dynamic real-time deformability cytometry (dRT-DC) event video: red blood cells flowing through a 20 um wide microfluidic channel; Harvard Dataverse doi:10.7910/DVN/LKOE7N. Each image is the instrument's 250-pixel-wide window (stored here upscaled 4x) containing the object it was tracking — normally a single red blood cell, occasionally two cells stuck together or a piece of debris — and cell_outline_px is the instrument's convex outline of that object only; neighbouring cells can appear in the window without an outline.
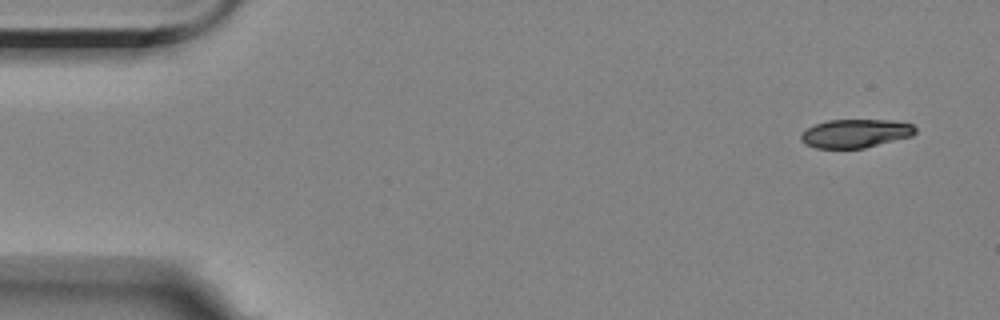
{"species": "Egyptian fruit bat (a non-hibernating species)", "species_latin": "Rousettus aegyptiacus", "temperature_condition": "room temperature", "stored_images_in_passage": 5, "camera_frame_rate_fps": 3000, "um_per_image_px": 0.085, "animal": {"sex": "female"}, "frame": {"image": 1, "passage_image": 1, "time_ms": 0.0, "image_size_px": [1000, 320], "cell_outline_px": [[916, 132], [912, 136], [864, 148], [816, 148], [804, 144], [800, 140], [800, 136], [808, 128], [816, 124], [828, 120], [892, 120], [912, 124], [916, 128]], "centroid_in_image_um": [72.72, 11.34], "position_along_channel_um": 12.3, "area_um2": 18.96}}
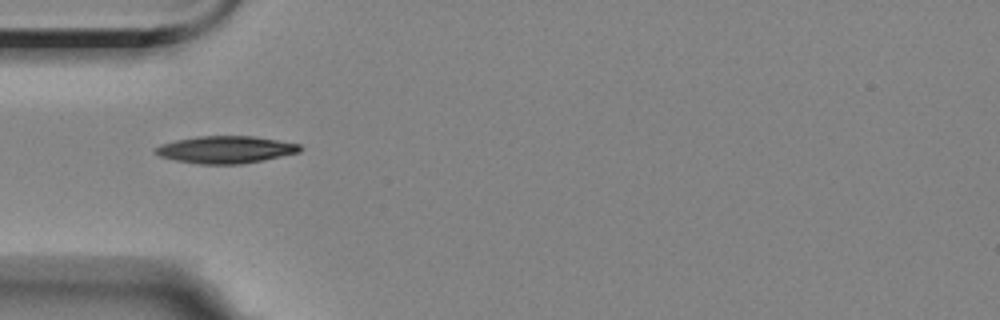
{"frame": {"image": 2, "passage_image": 5, "time_ms": 4.667, "image_size_px": [1000, 320], "cell_outline_px": [[304, 148], [300, 152], [264, 160], [240, 164], [200, 164], [176, 160], [160, 156], [152, 152], [152, 148], [160, 144], [176, 140], [200, 136], [256, 136], [300, 144]], "centroid_in_image_um": [19.18, 12.71], "position_along_channel_um": 65.8, "area_um2": 23.12}}